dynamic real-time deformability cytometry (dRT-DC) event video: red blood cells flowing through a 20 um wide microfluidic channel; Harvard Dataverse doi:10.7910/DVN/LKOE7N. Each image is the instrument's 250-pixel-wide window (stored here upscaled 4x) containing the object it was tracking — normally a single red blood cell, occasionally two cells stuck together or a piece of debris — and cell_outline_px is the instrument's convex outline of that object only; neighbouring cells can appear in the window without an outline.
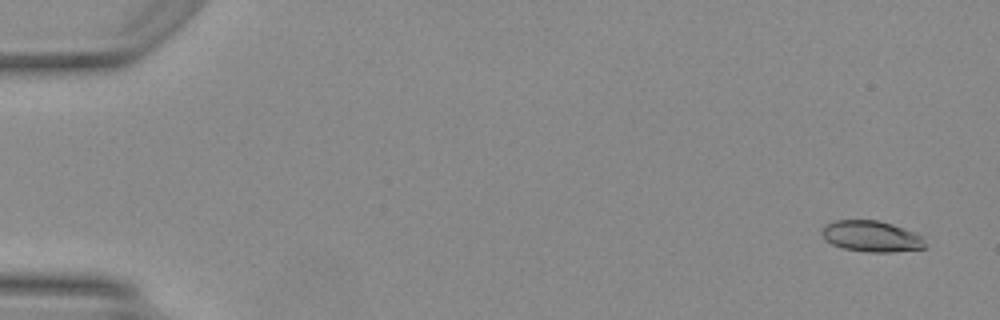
{"species": "Egyptian fruit bat (a non-hibernating species)", "species_latin": "Rousettus aegyptiacus", "temperature_condition": "warm", "stored_images_in_passage": 50, "camera_frame_rate_fps": 3000, "um_per_image_px": 0.085, "animal": {"sex": "female"}, "frame": {"image": 1, "passage_image": 3, "time_ms": 0.667, "image_size_px": [1000, 320], "cell_outline_px": [[924, 248], [892, 252], [868, 252], [844, 248], [832, 244], [824, 240], [820, 232], [824, 224], [836, 220], [876, 220], [892, 224], [924, 236]], "centroid_in_image_um": [74.03, 20.08], "position_along_channel_um": 11.0, "area_um2": 18.73}}
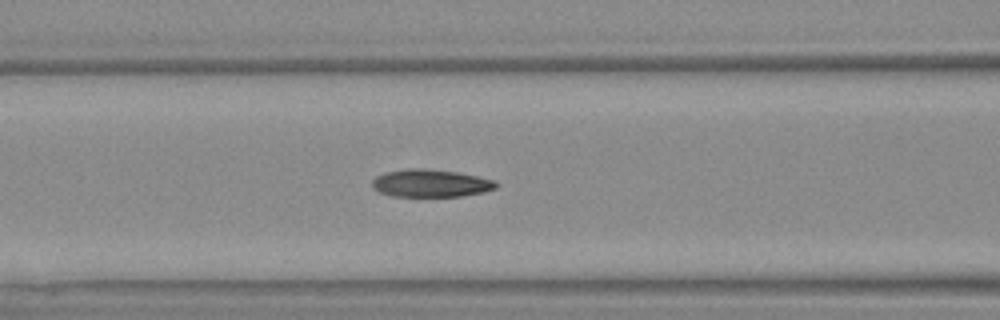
{"frame": {"image": 2, "passage_image": 22, "time_ms": 7.0, "image_size_px": [1000, 320], "cell_outline_px": [[496, 188], [484, 192], [460, 196], [392, 196], [380, 192], [372, 188], [372, 180], [376, 176], [384, 172], [408, 168], [424, 168], [456, 172], [476, 176], [492, 180], [496, 184]], "centroid_in_image_um": [36.54, 15.57], "position_along_channel_um": 130.1, "area_um2": 19.83}}
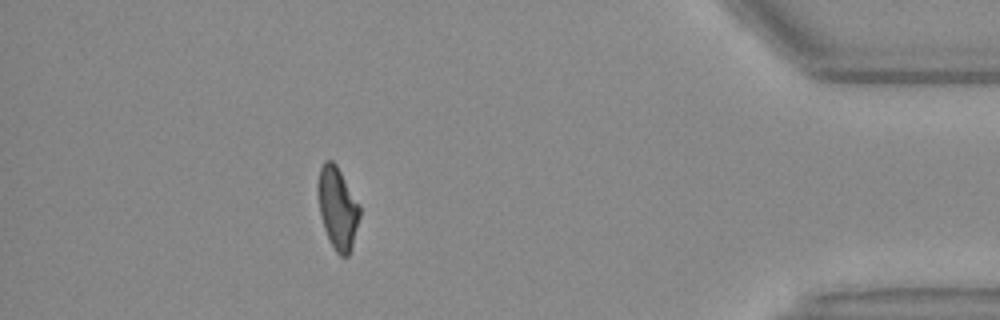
{"frame": {"image": 3, "passage_image": 45, "time_ms": 14.667, "image_size_px": [1000, 320], "cell_outline_px": [[360, 216], [352, 248], [348, 256], [340, 256], [336, 252], [324, 228], [320, 212], [316, 188], [316, 184], [320, 168], [324, 160], [332, 160], [336, 164], [360, 204]], "centroid_in_image_um": [28.69, 17.65], "position_along_channel_um": 406.5, "area_um2": 20.11}, "authors_computed_cell_mechanics": {"area_um2": 20.0855, "velocity_mm_per_s": 4.2042, "shape_relaxation_time_tau1_ms": 10.7538, "shape_relaxation_time_tau2_ms": 2.5892, "deformation_change_tau1": 0.285, "deformation_change_tau2": 0.0887}}